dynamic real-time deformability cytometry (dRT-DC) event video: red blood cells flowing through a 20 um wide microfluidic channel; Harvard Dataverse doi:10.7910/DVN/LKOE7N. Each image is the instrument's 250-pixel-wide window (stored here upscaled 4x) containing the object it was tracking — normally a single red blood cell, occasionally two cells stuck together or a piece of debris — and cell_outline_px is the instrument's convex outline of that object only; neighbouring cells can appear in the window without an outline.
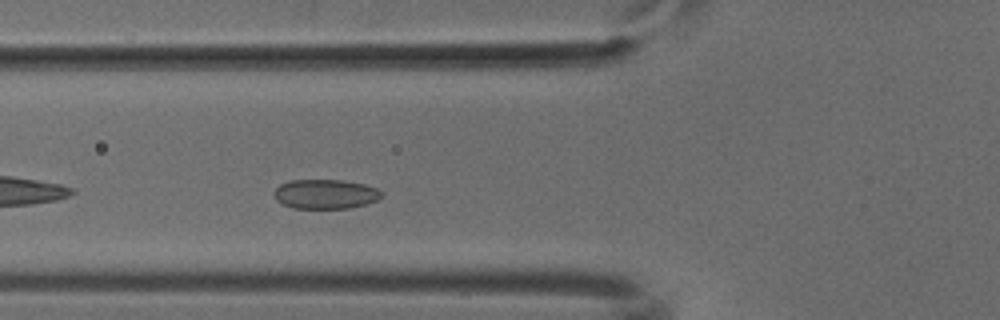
{"species": "common noctule bat (a hibernating species)", "species_latin": "Nyctalus noctula", "temperature_condition": "cold", "stored_images_in_passage": 29, "camera_frame_rate_fps": 3000, "um_per_image_px": 0.085, "animal": {"sex": "male", "body_mass_g": 18.8}, "frame": {"image": 1, "passage_image": 5, "time_ms": 1.333, "image_size_px": [1000, 320], "cell_outline_px": [[384, 196], [376, 200], [364, 204], [348, 208], [292, 208], [276, 200], [272, 192], [280, 184], [288, 180], [344, 180], [364, 184], [376, 188], [384, 192]], "centroid_in_image_um": [27.65, 16.48], "position_along_channel_um": 98.2, "area_um2": 18.55}}
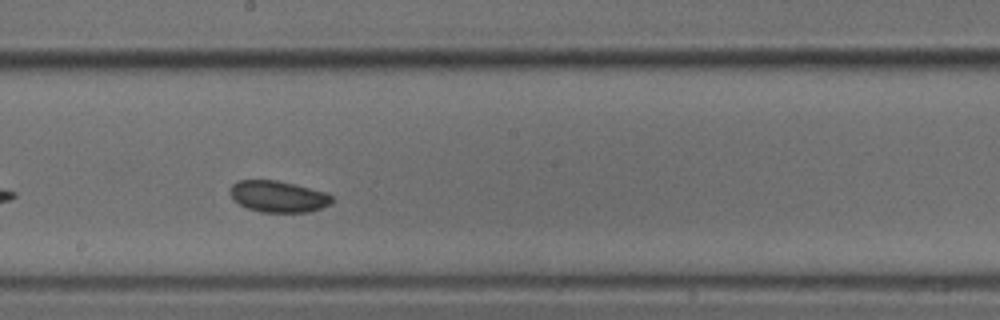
{"frame": {"image": 2, "passage_image": 15, "time_ms": 4.667, "image_size_px": [1000, 320], "cell_outline_px": [[332, 200], [328, 204], [320, 208], [308, 212], [260, 212], [248, 208], [232, 200], [228, 192], [232, 184], [236, 180], [276, 180], [324, 192], [332, 196]], "centroid_in_image_um": [23.56, 16.7], "position_along_channel_um": 224.6, "area_um2": 18.5}}
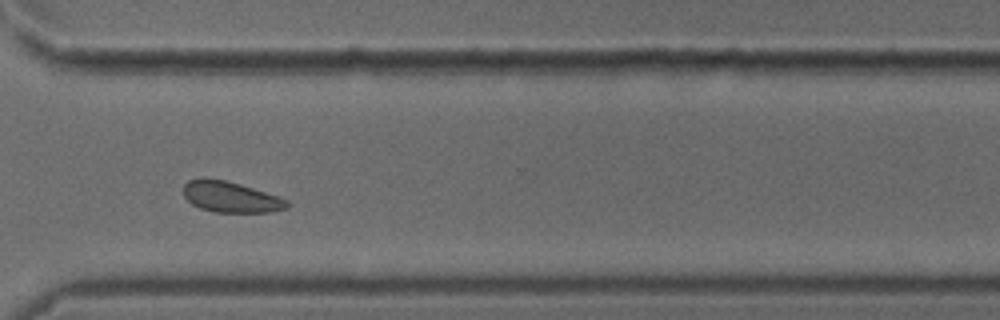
{"frame": {"image": 3, "passage_image": 25, "time_ms": 8.0, "image_size_px": [1000, 320], "cell_outline_px": [[288, 208], [272, 212], [216, 212], [200, 208], [192, 204], [184, 196], [184, 184], [188, 180], [204, 176], [224, 180], [240, 184], [280, 196], [288, 200]], "centroid_in_image_um": [19.61, 16.73], "position_along_channel_um": 351.0, "area_um2": 18.84}}